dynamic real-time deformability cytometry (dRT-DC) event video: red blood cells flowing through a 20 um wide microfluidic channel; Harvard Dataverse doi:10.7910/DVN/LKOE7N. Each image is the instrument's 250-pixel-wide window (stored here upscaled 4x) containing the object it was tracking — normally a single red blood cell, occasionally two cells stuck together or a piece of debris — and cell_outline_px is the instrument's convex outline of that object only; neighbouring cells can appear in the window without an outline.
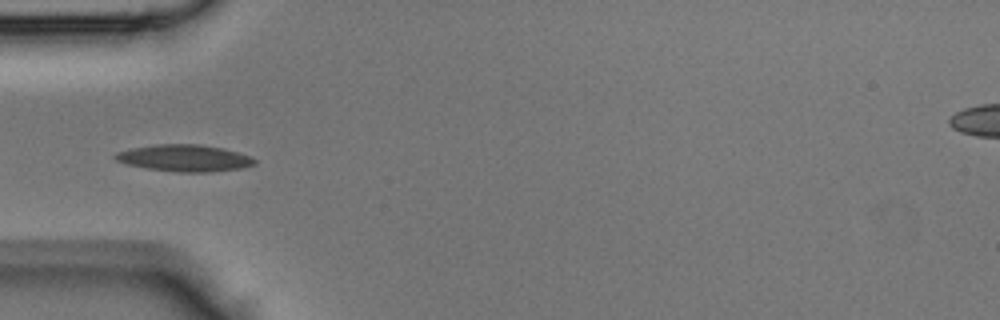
{"species": "Egyptian fruit bat (a non-hibernating species)", "species_latin": "Rousettus aegyptiacus", "temperature_condition": "room temperature", "stored_images_in_passage": 42, "camera_frame_rate_fps": 3000, "um_per_image_px": 0.085, "animal": {"sex": "male"}, "frame": {"image": 1, "passage_image": 13, "time_ms": 4.0, "image_size_px": [1000, 320], "cell_outline_px": [[256, 164], [240, 168], [208, 172], [180, 172], [148, 168], [124, 164], [116, 160], [112, 156], [116, 152], [132, 148], [156, 144], [200, 144], [224, 148], [248, 156], [256, 160]], "centroid_in_image_um": [15.64, 13.43], "position_along_channel_um": 69.4, "area_um2": 21.62}}
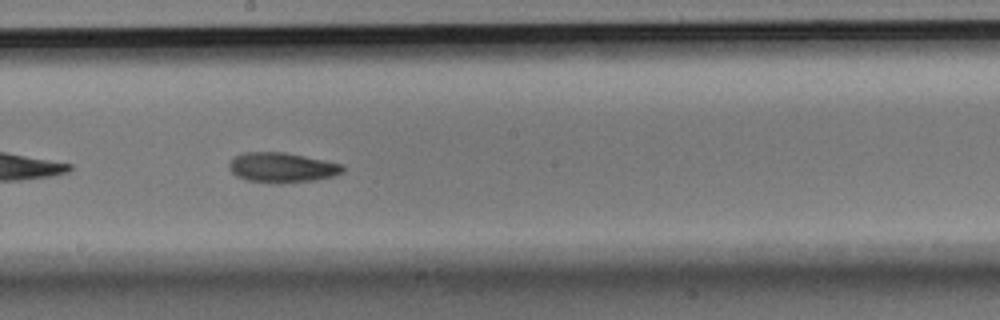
{"frame": {"image": 2, "passage_image": 23, "time_ms": 7.333, "image_size_px": [1000, 320], "cell_outline_px": [[344, 172], [332, 176], [316, 180], [280, 184], [272, 184], [248, 180], [236, 176], [232, 172], [228, 164], [232, 156], [244, 152], [284, 152], [344, 164]], "centroid_in_image_um": [23.95, 14.25], "position_along_channel_um": 224.2, "area_um2": 20.11}}
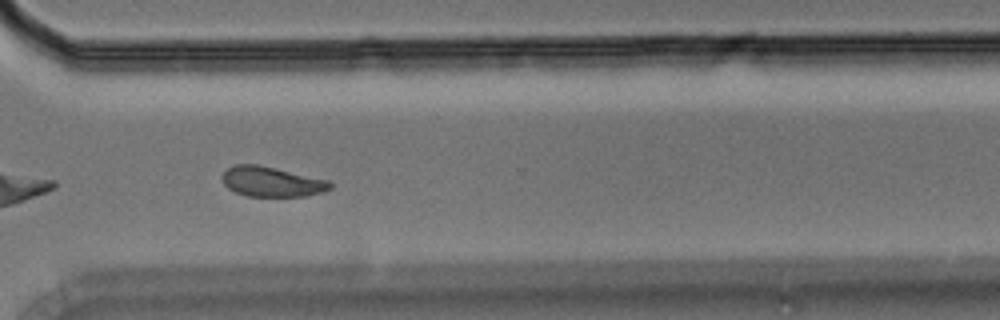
{"frame": {"image": 3, "passage_image": 31, "time_ms": 10.0, "image_size_px": [1000, 320], "cell_outline_px": [[332, 188], [324, 192], [308, 196], [248, 196], [236, 192], [228, 188], [224, 184], [220, 176], [232, 164], [256, 164], [276, 168], [332, 180]], "centroid_in_image_um": [23.13, 15.44], "position_along_channel_um": 347.5, "area_um2": 19.19}}